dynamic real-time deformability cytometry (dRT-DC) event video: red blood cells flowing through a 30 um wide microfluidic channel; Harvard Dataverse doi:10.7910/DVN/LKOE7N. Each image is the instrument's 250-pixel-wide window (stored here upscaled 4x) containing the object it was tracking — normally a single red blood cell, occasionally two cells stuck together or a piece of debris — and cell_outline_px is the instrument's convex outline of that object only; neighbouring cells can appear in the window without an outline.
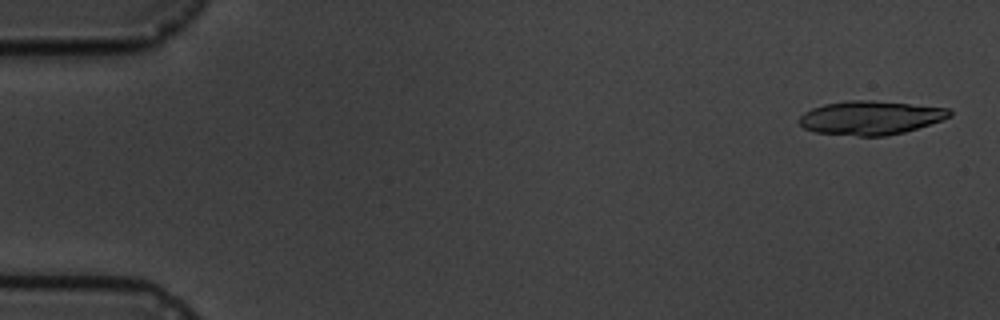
{"species": "common noctule bat (a hibernating species)", "species_latin": "Nyctalus noctula", "temperature_condition": "cold", "stored_images_in_passage": 6, "camera_frame_rate_fps": 3000, "um_per_image_px": 0.085, "animal": {"sex": "male", "body_mass_g": 19.5, "forearm_length_mm": 54.6}, "frame": {"image": 1, "passage_image": 1, "time_ms": 0.0, "image_size_px": [1000, 320], "cell_outline_px": [[952, 116], [904, 132], [888, 136], [860, 136], [816, 132], [804, 128], [800, 124], [800, 116], [804, 112], [812, 108], [824, 104], [848, 100], [872, 100], [948, 108], [952, 112]], "centroid_in_image_um": [73.97, 10.0], "position_along_channel_um": 11.0, "area_um2": 29.36}}